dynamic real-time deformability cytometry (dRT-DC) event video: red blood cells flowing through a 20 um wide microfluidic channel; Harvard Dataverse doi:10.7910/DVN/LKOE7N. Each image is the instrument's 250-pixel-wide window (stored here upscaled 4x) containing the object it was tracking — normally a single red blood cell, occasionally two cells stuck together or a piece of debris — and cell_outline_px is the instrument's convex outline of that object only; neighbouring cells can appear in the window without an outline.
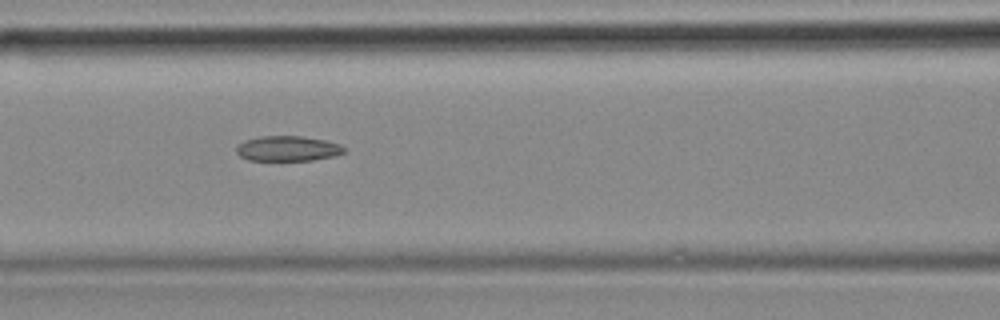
{"species": "common noctule bat (a hibernating species)", "species_latin": "Nyctalus noctula", "temperature_condition": "cold", "stored_images_in_passage": 10, "camera_frame_rate_fps": 3000, "um_per_image_px": 0.085, "animal": {"sex": "female", "body_mass_g": 18.4}, "frame": {"image": 1, "passage_image": 7, "time_ms": 2.0, "image_size_px": [1000, 320], "cell_outline_px": [[348, 148], [344, 152], [336, 156], [312, 160], [248, 160], [240, 156], [236, 152], [236, 144], [244, 140], [260, 136], [300, 136], [324, 140], [340, 144]], "centroid_in_image_um": [24.45, 12.62], "position_along_channel_um": 142.1, "area_um2": 15.95}}